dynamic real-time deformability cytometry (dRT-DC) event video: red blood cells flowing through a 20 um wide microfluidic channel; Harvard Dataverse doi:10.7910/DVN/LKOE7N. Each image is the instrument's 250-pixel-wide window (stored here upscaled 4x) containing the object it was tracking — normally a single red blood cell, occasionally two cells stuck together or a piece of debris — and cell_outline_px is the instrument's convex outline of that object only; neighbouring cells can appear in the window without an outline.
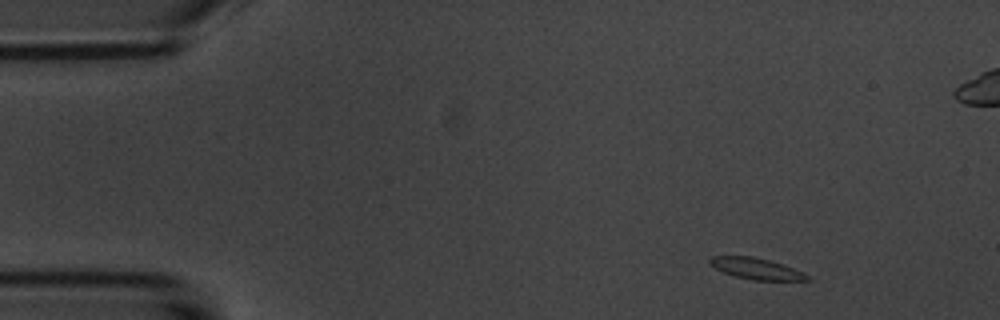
{"species": "common noctule bat (a hibernating species)", "species_latin": "Nyctalus noctula", "temperature_condition": "room temperature", "stored_images_in_passage": 8, "camera_frame_rate_fps": 3000, "um_per_image_px": 0.085, "animal": {"sex": "male", "body_mass_g": 20.1, "forearm_length_mm": 53.5}, "frame": {"image": 1, "passage_image": 1, "time_ms": 0.0, "image_size_px": [1000, 320], "cell_outline_px": [[812, 280], [752, 280], [736, 276], [724, 272], [708, 264], [708, 256], [752, 256], [768, 260], [804, 272]], "centroid_in_image_um": [64.24, 22.82], "position_along_channel_um": 20.8, "area_um2": 11.91}}
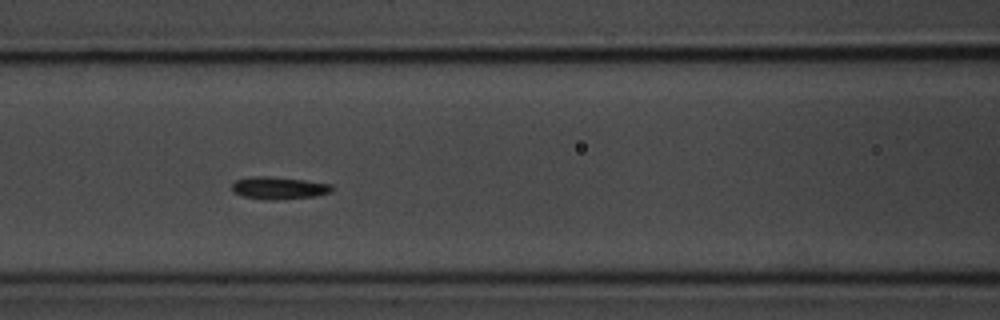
{"frame": {"image": 2, "passage_image": 6, "time_ms": 5.667, "image_size_px": [1000, 320], "cell_outline_px": [[332, 192], [316, 196], [276, 200], [264, 200], [244, 196], [232, 192], [232, 184], [236, 180], [252, 176], [268, 176], [304, 180], [328, 184], [332, 188]], "centroid_in_image_um": [23.66, 15.99], "position_along_channel_um": 142.9, "area_um2": 13.01}}
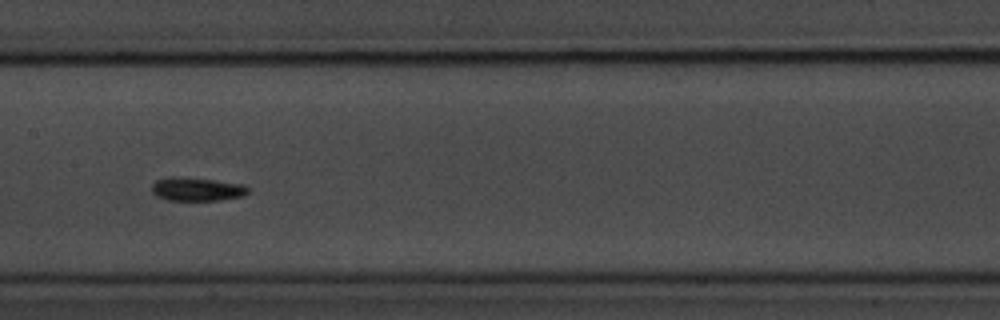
{"frame": {"image": 3, "passage_image": 7, "time_ms": 7.0, "image_size_px": [1000, 320], "cell_outline_px": [[248, 192], [244, 196], [220, 200], [168, 200], [156, 196], [152, 192], [152, 184], [156, 180], [172, 176], [216, 180], [244, 184], [248, 188]], "centroid_in_image_um": [16.74, 16.08], "position_along_channel_um": 190.7, "area_um2": 13.24}}